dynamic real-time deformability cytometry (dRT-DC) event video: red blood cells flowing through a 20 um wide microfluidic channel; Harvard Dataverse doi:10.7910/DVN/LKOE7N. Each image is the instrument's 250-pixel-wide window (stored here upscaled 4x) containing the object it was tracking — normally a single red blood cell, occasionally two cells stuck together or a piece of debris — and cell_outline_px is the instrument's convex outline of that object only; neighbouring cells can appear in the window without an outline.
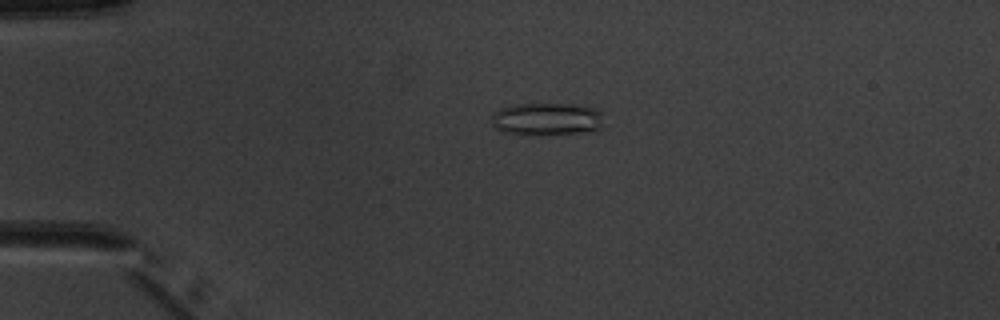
{"species": "common noctule bat (a hibernating species)", "species_latin": "Nyctalus noctula", "temperature_condition": "warm", "stored_images_in_passage": 3, "camera_frame_rate_fps": 3000, "um_per_image_px": 0.085, "animal": {"sex": "male", "body_mass_g": 20.1, "forearm_length_mm": 53.5}, "frame": {"image": 1, "passage_image": 2, "time_ms": 2.0, "image_size_px": [1000, 320], "cell_outline_px": [[600, 128], [592, 132], [540, 136], [524, 136], [500, 132], [492, 124], [492, 116], [500, 108], [512, 104], [568, 104], [596, 108], [600, 112]], "centroid_in_image_um": [46.42, 10.16], "position_along_channel_um": 38.6, "area_um2": 21.85}}